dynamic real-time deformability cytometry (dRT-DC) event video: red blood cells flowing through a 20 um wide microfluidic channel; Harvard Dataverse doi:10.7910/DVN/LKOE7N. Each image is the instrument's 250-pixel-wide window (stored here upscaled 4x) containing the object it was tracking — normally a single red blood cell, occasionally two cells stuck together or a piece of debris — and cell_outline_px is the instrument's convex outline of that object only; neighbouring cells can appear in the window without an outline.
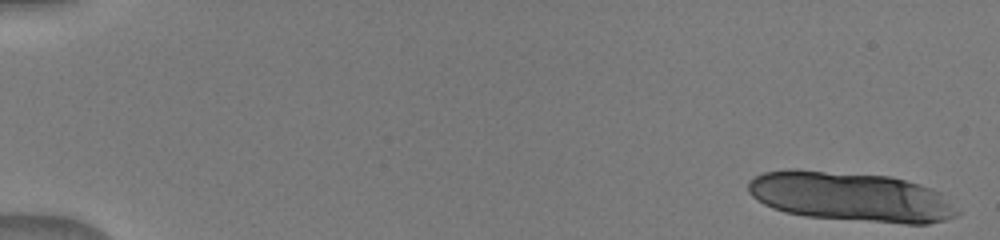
{"species": "human", "species_latin": "Homo sapiens", "temperature_condition": "warm", "stored_images_in_passage": 16, "camera_frame_rate_fps": 3000, "um_per_image_px": 0.085, "donor": {"sex": "male"}, "frame": {"image": 1, "passage_image": 1, "time_ms": 0.0, "image_size_px": [1000, 240], "cell_outline_px": [[960, 212], [956, 216], [944, 220], [928, 224], [904, 224], [804, 216], [784, 212], [772, 208], [756, 200], [748, 192], [748, 180], [764, 172], [788, 168], [796, 168], [892, 176], [920, 184], [932, 188], [940, 192]], "centroid_in_image_um": [72.29, 16.71], "position_along_channel_um": 12.7, "area_um2": 61.04}}